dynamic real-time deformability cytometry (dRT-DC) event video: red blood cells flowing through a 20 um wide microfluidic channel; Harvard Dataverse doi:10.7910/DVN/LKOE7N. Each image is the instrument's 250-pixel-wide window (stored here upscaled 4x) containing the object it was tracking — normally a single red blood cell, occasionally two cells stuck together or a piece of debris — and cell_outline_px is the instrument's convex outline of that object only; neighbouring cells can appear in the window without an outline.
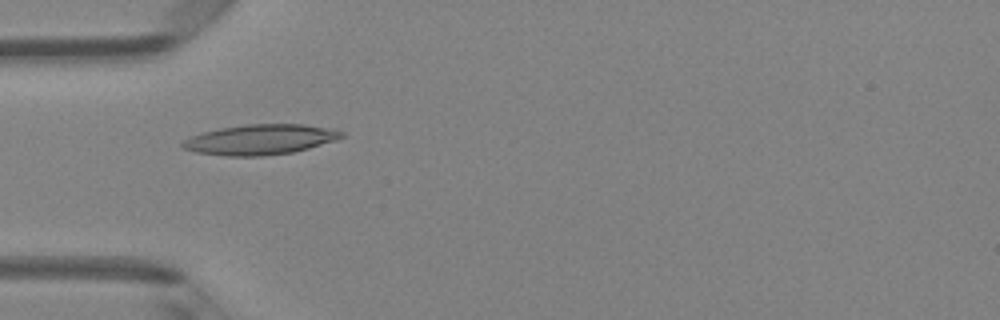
{"species": "Egyptian fruit bat (a non-hibernating species)", "species_latin": "Rousettus aegyptiacus", "temperature_condition": "room temperature", "stored_images_in_passage": 50, "camera_frame_rate_fps": 3000, "um_per_image_px": 0.085, "animal": {"sex": "female"}, "frame": {"image": 1, "passage_image": 16, "time_ms": 5.0, "image_size_px": [1000, 320], "cell_outline_px": [[344, 136], [336, 140], [308, 148], [292, 152], [264, 156], [228, 156], [196, 152], [184, 148], [180, 144], [184, 140], [192, 136], [204, 132], [220, 128], [248, 124], [304, 124], [344, 132]], "centroid_in_image_um": [22.11, 11.86], "position_along_channel_um": 62.9, "area_um2": 27.63}}
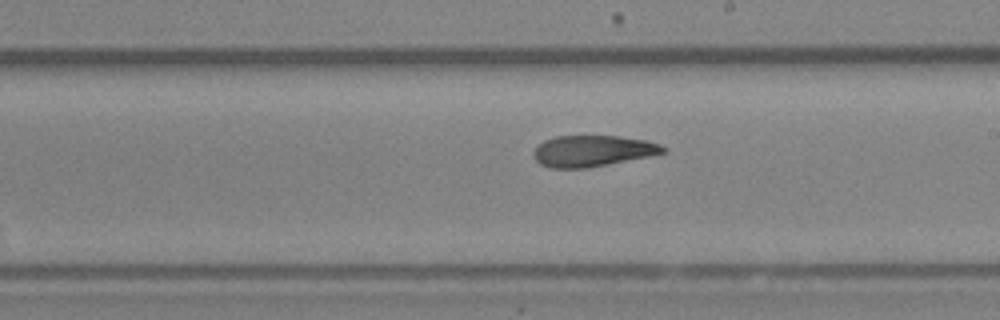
{"frame": {"image": 2, "passage_image": 29, "time_ms": 9.333, "image_size_px": [1000, 320], "cell_outline_px": [[668, 148], [664, 152], [648, 156], [584, 168], [552, 168], [540, 164], [532, 156], [532, 152], [544, 140], [556, 136], [620, 136], [644, 140], [660, 144]], "centroid_in_image_um": [50.33, 12.82], "position_along_channel_um": 238.7, "area_um2": 23.24}}
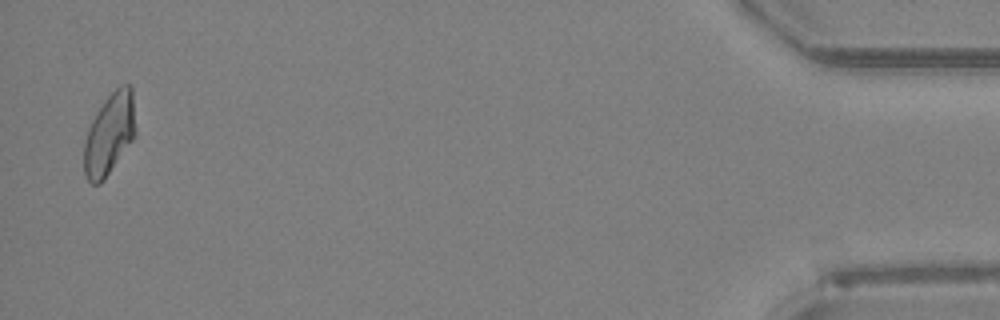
{"frame": {"image": 3, "passage_image": 49, "time_ms": 16.0, "image_size_px": [1000, 320], "cell_outline_px": [[136, 136], [104, 180], [100, 184], [92, 184], [88, 180], [84, 172], [84, 144], [88, 128], [96, 112], [104, 100], [120, 84], [132, 84], [136, 128]], "centroid_in_image_um": [9.32, 11.37], "position_along_channel_um": 425.9, "area_um2": 24.8}, "authors_computed_cell_mechanics": {"area_um2": 24.7962, "velocity_mm_per_s": 4.1083, "shape_relaxation_time_tau1_ms": null, "shape_relaxation_time_tau2_ms": 4.4097, "deformation_change_tau1": null, "deformation_change_tau2": 0.1023}}